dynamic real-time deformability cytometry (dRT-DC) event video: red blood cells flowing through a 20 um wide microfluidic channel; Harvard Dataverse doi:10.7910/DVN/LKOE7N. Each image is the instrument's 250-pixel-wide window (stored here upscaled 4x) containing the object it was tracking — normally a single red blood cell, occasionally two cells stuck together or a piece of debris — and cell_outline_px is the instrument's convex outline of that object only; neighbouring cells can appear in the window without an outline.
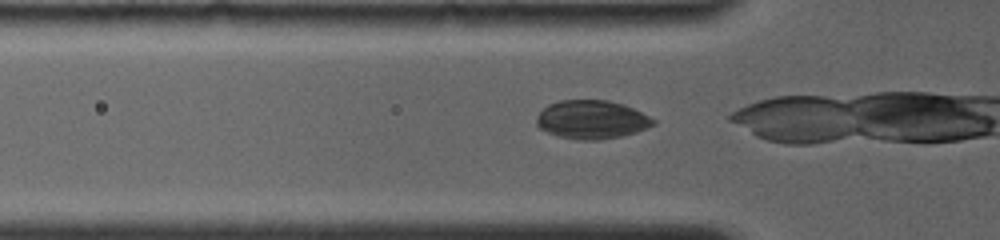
{"species": "common noctule bat (a hibernating species)", "species_latin": "Nyctalus noctula", "temperature_condition": "room temperature", "stored_images_in_passage": 10, "camera_frame_rate_fps": 4000, "um_per_image_px": 0.085, "animal": {"sex": "female", "body_mass_g": 19.0, "forearm_length_mm": 56.7}, "frame": {"image": 1, "passage_image": 2, "time_ms": 0.25, "image_size_px": [1000, 240], "cell_outline_px": [[656, 124], [636, 132], [620, 136], [600, 140], [576, 140], [560, 136], [548, 132], [540, 128], [536, 124], [536, 116], [548, 104], [560, 100], [608, 100], [632, 108], [656, 120]], "centroid_in_image_um": [50.28, 10.17], "position_along_channel_um": 75.5, "area_um2": 26.07}}